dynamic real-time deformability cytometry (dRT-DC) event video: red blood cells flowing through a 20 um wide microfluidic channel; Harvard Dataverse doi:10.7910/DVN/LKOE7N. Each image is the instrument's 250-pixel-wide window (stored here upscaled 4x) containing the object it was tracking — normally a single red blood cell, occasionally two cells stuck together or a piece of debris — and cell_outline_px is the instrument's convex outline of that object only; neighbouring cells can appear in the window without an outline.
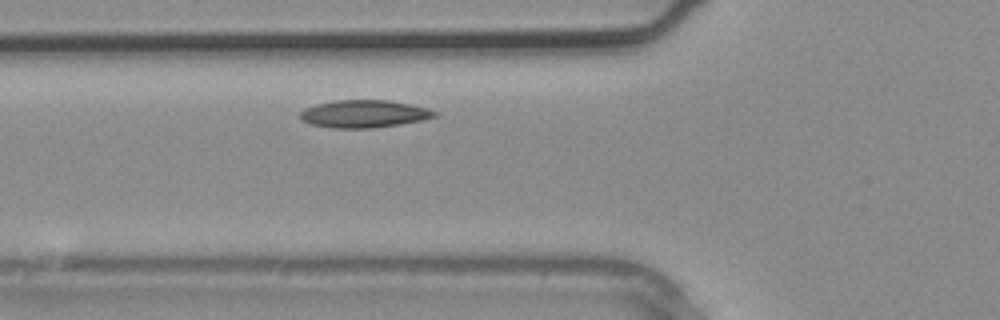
{"species": "common noctule bat (a hibernating species)", "species_latin": "Nyctalus noctula", "temperature_condition": "warm", "stored_images_in_passage": 2, "camera_frame_rate_fps": 3000, "um_per_image_px": 0.085, "animal": {"sex": "male", "body_mass_g": 20.4}, "frame": {"image": 1, "passage_image": 2, "time_ms": 0.333, "image_size_px": [1000, 320], "cell_outline_px": [[436, 116], [420, 120], [400, 124], [372, 128], [332, 128], [312, 124], [300, 120], [300, 112], [304, 108], [316, 104], [336, 100], [388, 100], [428, 108], [436, 112]], "centroid_in_image_um": [30.89, 9.67], "position_along_channel_um": 94.9, "area_um2": 21.44}}